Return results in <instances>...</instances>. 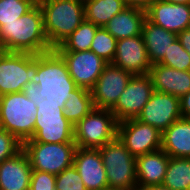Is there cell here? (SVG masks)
I'll return each mask as SVG.
<instances>
[{
    "label": "cell",
    "mask_w": 190,
    "mask_h": 190,
    "mask_svg": "<svg viewBox=\"0 0 190 190\" xmlns=\"http://www.w3.org/2000/svg\"><path fill=\"white\" fill-rule=\"evenodd\" d=\"M0 45L6 52L41 54L51 51L44 32L43 12L39 4L12 23L0 25Z\"/></svg>",
    "instance_id": "cell-1"
},
{
    "label": "cell",
    "mask_w": 190,
    "mask_h": 190,
    "mask_svg": "<svg viewBox=\"0 0 190 190\" xmlns=\"http://www.w3.org/2000/svg\"><path fill=\"white\" fill-rule=\"evenodd\" d=\"M152 79L149 74L132 75L125 90L110 110L118 123L136 119L153 93Z\"/></svg>",
    "instance_id": "cell-10"
},
{
    "label": "cell",
    "mask_w": 190,
    "mask_h": 190,
    "mask_svg": "<svg viewBox=\"0 0 190 190\" xmlns=\"http://www.w3.org/2000/svg\"><path fill=\"white\" fill-rule=\"evenodd\" d=\"M105 167L108 188L137 190L136 157L116 137L98 148Z\"/></svg>",
    "instance_id": "cell-5"
},
{
    "label": "cell",
    "mask_w": 190,
    "mask_h": 190,
    "mask_svg": "<svg viewBox=\"0 0 190 190\" xmlns=\"http://www.w3.org/2000/svg\"><path fill=\"white\" fill-rule=\"evenodd\" d=\"M76 1H79V2H82L83 4H85L86 2H88L90 0H76Z\"/></svg>",
    "instance_id": "cell-41"
},
{
    "label": "cell",
    "mask_w": 190,
    "mask_h": 190,
    "mask_svg": "<svg viewBox=\"0 0 190 190\" xmlns=\"http://www.w3.org/2000/svg\"><path fill=\"white\" fill-rule=\"evenodd\" d=\"M149 75L155 91L179 98L190 91V70L181 71L157 63L151 66Z\"/></svg>",
    "instance_id": "cell-19"
},
{
    "label": "cell",
    "mask_w": 190,
    "mask_h": 190,
    "mask_svg": "<svg viewBox=\"0 0 190 190\" xmlns=\"http://www.w3.org/2000/svg\"><path fill=\"white\" fill-rule=\"evenodd\" d=\"M64 103L37 104L34 134L24 142L75 143L74 125L63 114Z\"/></svg>",
    "instance_id": "cell-6"
},
{
    "label": "cell",
    "mask_w": 190,
    "mask_h": 190,
    "mask_svg": "<svg viewBox=\"0 0 190 190\" xmlns=\"http://www.w3.org/2000/svg\"><path fill=\"white\" fill-rule=\"evenodd\" d=\"M159 64L181 71H188L190 70V55L183 48L180 41L176 39L170 44L168 52Z\"/></svg>",
    "instance_id": "cell-30"
},
{
    "label": "cell",
    "mask_w": 190,
    "mask_h": 190,
    "mask_svg": "<svg viewBox=\"0 0 190 190\" xmlns=\"http://www.w3.org/2000/svg\"><path fill=\"white\" fill-rule=\"evenodd\" d=\"M177 39L180 41L183 48L190 55V28L184 29L182 32L177 34Z\"/></svg>",
    "instance_id": "cell-36"
},
{
    "label": "cell",
    "mask_w": 190,
    "mask_h": 190,
    "mask_svg": "<svg viewBox=\"0 0 190 190\" xmlns=\"http://www.w3.org/2000/svg\"><path fill=\"white\" fill-rule=\"evenodd\" d=\"M29 190H56V175L32 170Z\"/></svg>",
    "instance_id": "cell-33"
},
{
    "label": "cell",
    "mask_w": 190,
    "mask_h": 190,
    "mask_svg": "<svg viewBox=\"0 0 190 190\" xmlns=\"http://www.w3.org/2000/svg\"><path fill=\"white\" fill-rule=\"evenodd\" d=\"M180 113L182 118H190V91L180 98Z\"/></svg>",
    "instance_id": "cell-35"
},
{
    "label": "cell",
    "mask_w": 190,
    "mask_h": 190,
    "mask_svg": "<svg viewBox=\"0 0 190 190\" xmlns=\"http://www.w3.org/2000/svg\"><path fill=\"white\" fill-rule=\"evenodd\" d=\"M180 118H182L180 98L154 90L136 119L155 127L163 133L172 123Z\"/></svg>",
    "instance_id": "cell-14"
},
{
    "label": "cell",
    "mask_w": 190,
    "mask_h": 190,
    "mask_svg": "<svg viewBox=\"0 0 190 190\" xmlns=\"http://www.w3.org/2000/svg\"><path fill=\"white\" fill-rule=\"evenodd\" d=\"M155 0H124L127 7H136L146 10Z\"/></svg>",
    "instance_id": "cell-37"
},
{
    "label": "cell",
    "mask_w": 190,
    "mask_h": 190,
    "mask_svg": "<svg viewBox=\"0 0 190 190\" xmlns=\"http://www.w3.org/2000/svg\"><path fill=\"white\" fill-rule=\"evenodd\" d=\"M162 185L171 190H189L190 158L170 157Z\"/></svg>",
    "instance_id": "cell-26"
},
{
    "label": "cell",
    "mask_w": 190,
    "mask_h": 190,
    "mask_svg": "<svg viewBox=\"0 0 190 190\" xmlns=\"http://www.w3.org/2000/svg\"><path fill=\"white\" fill-rule=\"evenodd\" d=\"M37 104L23 92L0 96V128L24 142L34 134Z\"/></svg>",
    "instance_id": "cell-4"
},
{
    "label": "cell",
    "mask_w": 190,
    "mask_h": 190,
    "mask_svg": "<svg viewBox=\"0 0 190 190\" xmlns=\"http://www.w3.org/2000/svg\"><path fill=\"white\" fill-rule=\"evenodd\" d=\"M38 71V54L0 52V96L23 92Z\"/></svg>",
    "instance_id": "cell-8"
},
{
    "label": "cell",
    "mask_w": 190,
    "mask_h": 190,
    "mask_svg": "<svg viewBox=\"0 0 190 190\" xmlns=\"http://www.w3.org/2000/svg\"><path fill=\"white\" fill-rule=\"evenodd\" d=\"M137 190H171V189L165 187L164 185H151L145 187H138Z\"/></svg>",
    "instance_id": "cell-38"
},
{
    "label": "cell",
    "mask_w": 190,
    "mask_h": 190,
    "mask_svg": "<svg viewBox=\"0 0 190 190\" xmlns=\"http://www.w3.org/2000/svg\"><path fill=\"white\" fill-rule=\"evenodd\" d=\"M21 149L22 142L10 132L0 128V163L14 156Z\"/></svg>",
    "instance_id": "cell-32"
},
{
    "label": "cell",
    "mask_w": 190,
    "mask_h": 190,
    "mask_svg": "<svg viewBox=\"0 0 190 190\" xmlns=\"http://www.w3.org/2000/svg\"><path fill=\"white\" fill-rule=\"evenodd\" d=\"M132 74L111 63H108L91 91L94 108L111 110Z\"/></svg>",
    "instance_id": "cell-13"
},
{
    "label": "cell",
    "mask_w": 190,
    "mask_h": 190,
    "mask_svg": "<svg viewBox=\"0 0 190 190\" xmlns=\"http://www.w3.org/2000/svg\"><path fill=\"white\" fill-rule=\"evenodd\" d=\"M161 149L169 157L190 158V118H180L162 133Z\"/></svg>",
    "instance_id": "cell-22"
},
{
    "label": "cell",
    "mask_w": 190,
    "mask_h": 190,
    "mask_svg": "<svg viewBox=\"0 0 190 190\" xmlns=\"http://www.w3.org/2000/svg\"><path fill=\"white\" fill-rule=\"evenodd\" d=\"M56 190H87L77 171L72 165L56 175Z\"/></svg>",
    "instance_id": "cell-31"
},
{
    "label": "cell",
    "mask_w": 190,
    "mask_h": 190,
    "mask_svg": "<svg viewBox=\"0 0 190 190\" xmlns=\"http://www.w3.org/2000/svg\"><path fill=\"white\" fill-rule=\"evenodd\" d=\"M146 19L169 32L178 34L190 28V5L155 0L146 9Z\"/></svg>",
    "instance_id": "cell-16"
},
{
    "label": "cell",
    "mask_w": 190,
    "mask_h": 190,
    "mask_svg": "<svg viewBox=\"0 0 190 190\" xmlns=\"http://www.w3.org/2000/svg\"><path fill=\"white\" fill-rule=\"evenodd\" d=\"M169 158L162 149L136 157L137 186L162 185Z\"/></svg>",
    "instance_id": "cell-20"
},
{
    "label": "cell",
    "mask_w": 190,
    "mask_h": 190,
    "mask_svg": "<svg viewBox=\"0 0 190 190\" xmlns=\"http://www.w3.org/2000/svg\"><path fill=\"white\" fill-rule=\"evenodd\" d=\"M103 190H119V189L106 188V189H103Z\"/></svg>",
    "instance_id": "cell-42"
},
{
    "label": "cell",
    "mask_w": 190,
    "mask_h": 190,
    "mask_svg": "<svg viewBox=\"0 0 190 190\" xmlns=\"http://www.w3.org/2000/svg\"><path fill=\"white\" fill-rule=\"evenodd\" d=\"M98 26L84 20L59 46L56 51H88Z\"/></svg>",
    "instance_id": "cell-27"
},
{
    "label": "cell",
    "mask_w": 190,
    "mask_h": 190,
    "mask_svg": "<svg viewBox=\"0 0 190 190\" xmlns=\"http://www.w3.org/2000/svg\"><path fill=\"white\" fill-rule=\"evenodd\" d=\"M32 168L25 151L0 163V190H29Z\"/></svg>",
    "instance_id": "cell-18"
},
{
    "label": "cell",
    "mask_w": 190,
    "mask_h": 190,
    "mask_svg": "<svg viewBox=\"0 0 190 190\" xmlns=\"http://www.w3.org/2000/svg\"><path fill=\"white\" fill-rule=\"evenodd\" d=\"M111 64L132 75L149 74L152 64L142 35L117 40L116 52Z\"/></svg>",
    "instance_id": "cell-15"
},
{
    "label": "cell",
    "mask_w": 190,
    "mask_h": 190,
    "mask_svg": "<svg viewBox=\"0 0 190 190\" xmlns=\"http://www.w3.org/2000/svg\"><path fill=\"white\" fill-rule=\"evenodd\" d=\"M39 5L43 12L44 32L53 49L85 20L84 4L76 0H46Z\"/></svg>",
    "instance_id": "cell-3"
},
{
    "label": "cell",
    "mask_w": 190,
    "mask_h": 190,
    "mask_svg": "<svg viewBox=\"0 0 190 190\" xmlns=\"http://www.w3.org/2000/svg\"><path fill=\"white\" fill-rule=\"evenodd\" d=\"M40 88L39 85L34 82H28L23 89V93L36 104L40 103L43 98L39 94Z\"/></svg>",
    "instance_id": "cell-34"
},
{
    "label": "cell",
    "mask_w": 190,
    "mask_h": 190,
    "mask_svg": "<svg viewBox=\"0 0 190 190\" xmlns=\"http://www.w3.org/2000/svg\"><path fill=\"white\" fill-rule=\"evenodd\" d=\"M117 137L134 157L161 149L162 133L137 119L118 123Z\"/></svg>",
    "instance_id": "cell-11"
},
{
    "label": "cell",
    "mask_w": 190,
    "mask_h": 190,
    "mask_svg": "<svg viewBox=\"0 0 190 190\" xmlns=\"http://www.w3.org/2000/svg\"><path fill=\"white\" fill-rule=\"evenodd\" d=\"M68 67L77 87L91 90L108 64L93 51H57Z\"/></svg>",
    "instance_id": "cell-12"
},
{
    "label": "cell",
    "mask_w": 190,
    "mask_h": 190,
    "mask_svg": "<svg viewBox=\"0 0 190 190\" xmlns=\"http://www.w3.org/2000/svg\"><path fill=\"white\" fill-rule=\"evenodd\" d=\"M168 3H173V4H188L190 5V0H162Z\"/></svg>",
    "instance_id": "cell-39"
},
{
    "label": "cell",
    "mask_w": 190,
    "mask_h": 190,
    "mask_svg": "<svg viewBox=\"0 0 190 190\" xmlns=\"http://www.w3.org/2000/svg\"><path fill=\"white\" fill-rule=\"evenodd\" d=\"M35 5L32 0H0V25L16 21Z\"/></svg>",
    "instance_id": "cell-29"
},
{
    "label": "cell",
    "mask_w": 190,
    "mask_h": 190,
    "mask_svg": "<svg viewBox=\"0 0 190 190\" xmlns=\"http://www.w3.org/2000/svg\"><path fill=\"white\" fill-rule=\"evenodd\" d=\"M117 40L104 28L98 27L90 50L97 56L111 63L116 52Z\"/></svg>",
    "instance_id": "cell-28"
},
{
    "label": "cell",
    "mask_w": 190,
    "mask_h": 190,
    "mask_svg": "<svg viewBox=\"0 0 190 190\" xmlns=\"http://www.w3.org/2000/svg\"><path fill=\"white\" fill-rule=\"evenodd\" d=\"M142 37L152 65L160 63L172 44L177 39V34L169 32L152 22L145 20Z\"/></svg>",
    "instance_id": "cell-23"
},
{
    "label": "cell",
    "mask_w": 190,
    "mask_h": 190,
    "mask_svg": "<svg viewBox=\"0 0 190 190\" xmlns=\"http://www.w3.org/2000/svg\"><path fill=\"white\" fill-rule=\"evenodd\" d=\"M35 4H40L41 2L43 1H46V0H32Z\"/></svg>",
    "instance_id": "cell-40"
},
{
    "label": "cell",
    "mask_w": 190,
    "mask_h": 190,
    "mask_svg": "<svg viewBox=\"0 0 190 190\" xmlns=\"http://www.w3.org/2000/svg\"><path fill=\"white\" fill-rule=\"evenodd\" d=\"M146 10L126 7L117 13L104 28L116 39L131 38L142 34Z\"/></svg>",
    "instance_id": "cell-21"
},
{
    "label": "cell",
    "mask_w": 190,
    "mask_h": 190,
    "mask_svg": "<svg viewBox=\"0 0 190 190\" xmlns=\"http://www.w3.org/2000/svg\"><path fill=\"white\" fill-rule=\"evenodd\" d=\"M32 82L39 85L44 102L65 103L77 88L66 62L55 49L38 54V71Z\"/></svg>",
    "instance_id": "cell-2"
},
{
    "label": "cell",
    "mask_w": 190,
    "mask_h": 190,
    "mask_svg": "<svg viewBox=\"0 0 190 190\" xmlns=\"http://www.w3.org/2000/svg\"><path fill=\"white\" fill-rule=\"evenodd\" d=\"M73 166L77 169L87 190L108 188L106 171L99 149L77 147Z\"/></svg>",
    "instance_id": "cell-17"
},
{
    "label": "cell",
    "mask_w": 190,
    "mask_h": 190,
    "mask_svg": "<svg viewBox=\"0 0 190 190\" xmlns=\"http://www.w3.org/2000/svg\"><path fill=\"white\" fill-rule=\"evenodd\" d=\"M32 170L58 175L73 165L75 143L23 142Z\"/></svg>",
    "instance_id": "cell-9"
},
{
    "label": "cell",
    "mask_w": 190,
    "mask_h": 190,
    "mask_svg": "<svg viewBox=\"0 0 190 190\" xmlns=\"http://www.w3.org/2000/svg\"><path fill=\"white\" fill-rule=\"evenodd\" d=\"M126 7L124 0H90L84 4L85 20L98 27H104Z\"/></svg>",
    "instance_id": "cell-24"
},
{
    "label": "cell",
    "mask_w": 190,
    "mask_h": 190,
    "mask_svg": "<svg viewBox=\"0 0 190 190\" xmlns=\"http://www.w3.org/2000/svg\"><path fill=\"white\" fill-rule=\"evenodd\" d=\"M118 121L107 109L93 110L74 125V142L79 148L98 149L117 137Z\"/></svg>",
    "instance_id": "cell-7"
},
{
    "label": "cell",
    "mask_w": 190,
    "mask_h": 190,
    "mask_svg": "<svg viewBox=\"0 0 190 190\" xmlns=\"http://www.w3.org/2000/svg\"><path fill=\"white\" fill-rule=\"evenodd\" d=\"M94 108L91 91L77 87L72 91L69 98L64 103L63 114L67 120L76 125Z\"/></svg>",
    "instance_id": "cell-25"
}]
</instances>
